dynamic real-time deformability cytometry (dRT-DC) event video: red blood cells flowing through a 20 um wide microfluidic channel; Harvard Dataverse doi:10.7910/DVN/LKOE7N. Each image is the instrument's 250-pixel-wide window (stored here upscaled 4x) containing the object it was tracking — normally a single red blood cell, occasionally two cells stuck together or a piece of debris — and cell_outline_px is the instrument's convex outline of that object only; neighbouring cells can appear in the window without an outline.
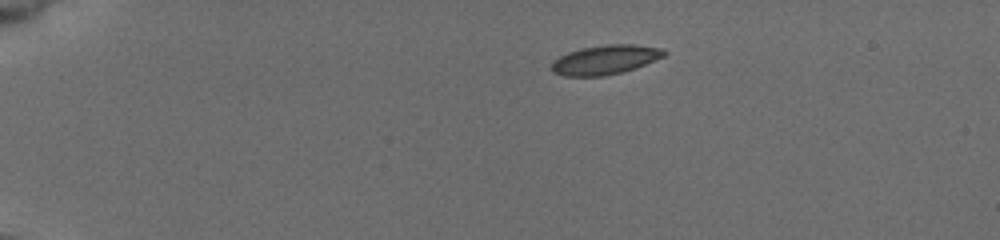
{"species": "common noctule bat (a hibernating species)", "species_latin": "Nyctalus noctula", "temperature_condition": "cold", "stored_images_in_passage": 44, "camera_frame_rate_fps": 3000, "um_per_image_px": 0.085, "animal": {"sex": "female", "body_mass_g": 19.5, "forearm_length_mm": 54.1}, "frame": {"image": 1, "passage_image": 1, "time_ms": 0.0, "image_size_px": [1000, 240], "cell_outline_px": [[668, 52], [664, 56], [636, 68], [604, 76], [564, 76], [552, 72], [552, 60], [568, 52], [580, 48], [608, 44], [636, 44], [664, 48]], "centroid_in_image_um": [51.46, 5.07], "position_along_channel_um": 33.5, "area_um2": 19.36}}
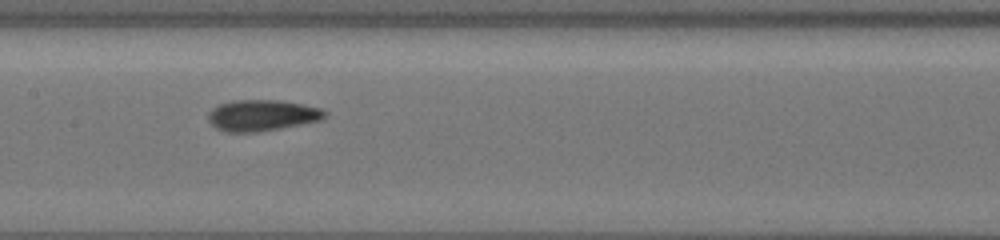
{"frame": {"image": 2, "passage_image": 19, "time_ms": 6.0, "image_size_px": [1000, 240], "cell_outline_px": [[328, 112], [320, 120], [280, 128], [256, 132], [224, 132], [216, 128], [208, 120], [208, 112], [212, 108], [220, 104], [232, 100], [280, 100], [320, 108]], "centroid_in_image_um": [22.22, 9.8], "position_along_channel_um": 185.2, "area_um2": 21.04}}
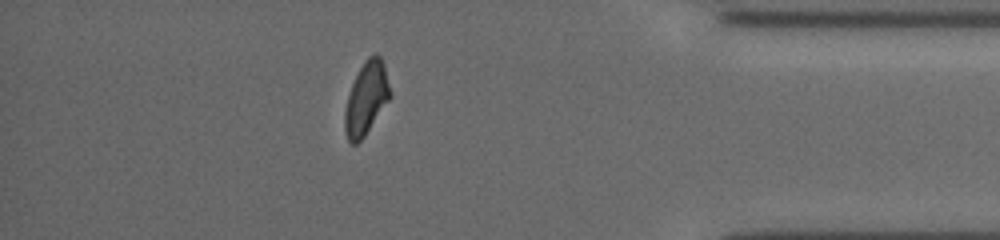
{"frame": {"image": 3, "passage_image": 38, "time_ms": 12.333, "image_size_px": [1000, 240], "cell_outline_px": [[392, 96], [364, 136], [356, 144], [352, 144], [348, 140], [344, 128], [344, 112], [348, 96], [352, 84], [364, 60], [368, 56], [376, 52], [380, 56], [384, 64], [392, 92]], "centroid_in_image_um": [31.15, 8.33], "position_along_channel_um": 404.0, "area_um2": 19.25}, "authors_computed_cell_mechanics": {"area_um2": 19.6231, "velocity_mm_per_s": 3.8815, "shape_relaxation_time_tau1_ms": 3.8764, "shape_relaxation_time_tau2_ms": 1.5934, "deformation_change_tau1": 0.116, "deformation_change_tau2": 0.0588}}